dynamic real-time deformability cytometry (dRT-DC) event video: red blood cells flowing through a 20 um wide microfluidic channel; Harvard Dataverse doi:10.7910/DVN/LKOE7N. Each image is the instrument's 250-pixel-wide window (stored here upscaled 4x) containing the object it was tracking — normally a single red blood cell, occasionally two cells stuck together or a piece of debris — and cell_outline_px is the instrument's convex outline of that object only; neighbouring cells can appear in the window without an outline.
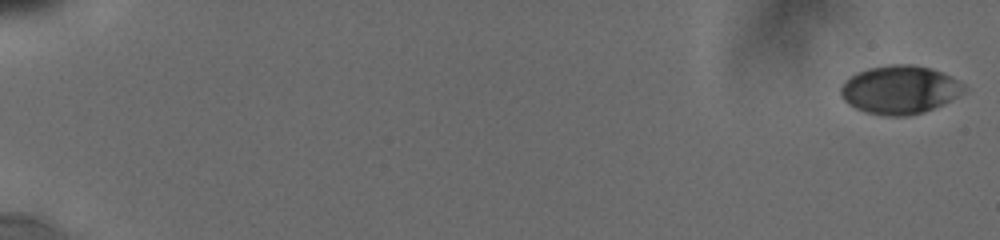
{"species": "human", "species_latin": "Homo sapiens", "temperature_condition": "cold", "stored_images_in_passage": 15, "camera_frame_rate_fps": 3000, "um_per_image_px": 0.085, "donor": {"sex": "male"}, "frame": {"image": 1, "passage_image": 1, "time_ms": 0.0, "image_size_px": [1000, 240], "cell_outline_px": [[968, 88], [964, 92], [924, 112], [908, 116], [888, 116], [868, 112], [856, 108], [848, 104], [840, 96], [840, 88], [844, 80], [856, 72], [868, 68], [892, 64], [912, 64], [932, 68], [960, 80]], "centroid_in_image_um": [76.46, 7.61], "position_along_channel_um": 8.5, "area_um2": 34.8}}
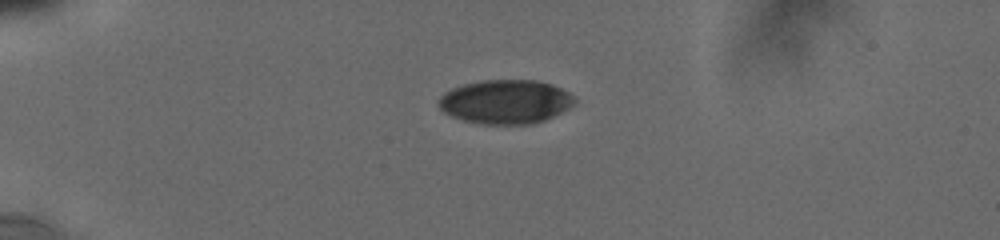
{"frame": {"image": 2, "passage_image": 11, "time_ms": 5.0, "image_size_px": [1000, 240], "cell_outline_px": [[576, 104], [544, 120], [532, 124], [480, 124], [464, 120], [452, 116], [444, 112], [436, 104], [436, 100], [444, 92], [452, 88], [464, 84], [484, 80], [536, 80], [552, 84], [568, 92], [576, 100]], "centroid_in_image_um": [42.94, 8.64], "position_along_channel_um": 42.1, "area_um2": 34.91}}